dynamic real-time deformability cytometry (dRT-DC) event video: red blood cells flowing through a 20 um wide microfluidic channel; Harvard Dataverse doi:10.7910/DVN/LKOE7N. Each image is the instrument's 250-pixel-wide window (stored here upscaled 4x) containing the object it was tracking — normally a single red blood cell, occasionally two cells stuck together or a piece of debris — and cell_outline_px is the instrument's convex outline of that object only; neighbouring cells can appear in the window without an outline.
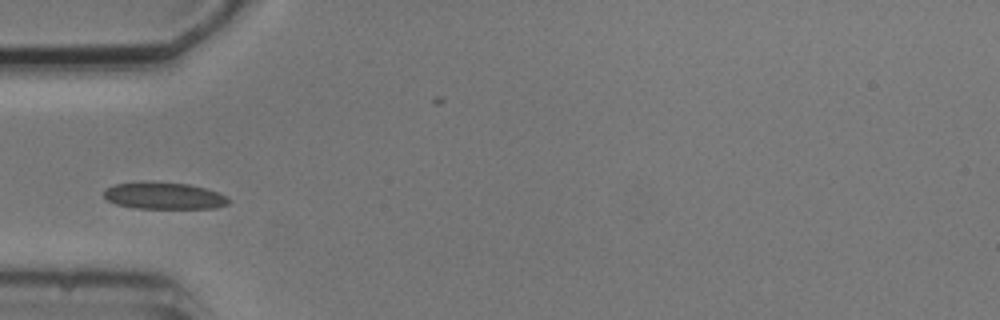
{"species": "common noctule bat (a hibernating species)", "species_latin": "Nyctalus noctula", "temperature_condition": "cold", "stored_images_in_passage": 4, "camera_frame_rate_fps": 3000, "um_per_image_px": 0.085, "animal": {"sex": "male", "body_mass_g": 20.5, "forearm_length_mm": 52.5}, "frame": {"image": 1, "passage_image": 2, "time_ms": 1.333, "image_size_px": [1000, 320], "cell_outline_px": [[232, 200], [228, 204], [216, 208], [132, 208], [116, 204], [108, 200], [104, 196], [104, 192], [108, 188], [116, 184], [144, 180], [188, 184], [204, 188], [228, 196]], "centroid_in_image_um": [13.95, 16.63], "position_along_channel_um": 71.0, "area_um2": 19.71}}
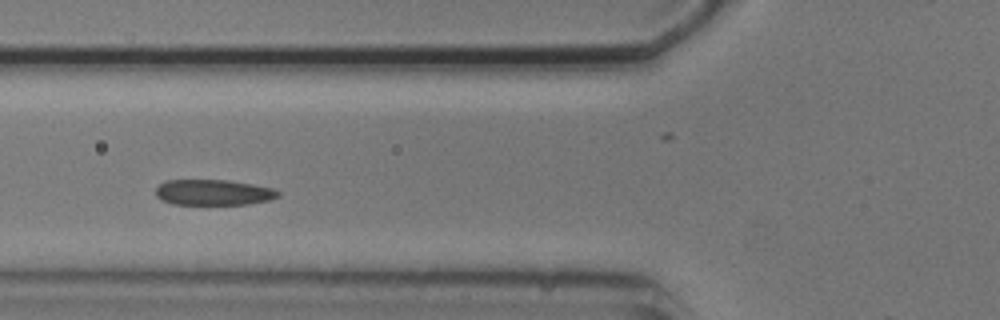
{"frame": {"image": 2, "passage_image": 3, "time_ms": 2.333, "image_size_px": [1000, 320], "cell_outline_px": [[280, 196], [268, 200], [248, 204], [172, 204], [160, 200], [156, 196], [156, 188], [164, 180], [228, 180], [252, 184], [272, 188], [280, 192]], "centroid_in_image_um": [18.11, 16.35], "position_along_channel_um": 107.7, "area_um2": 18.32}}
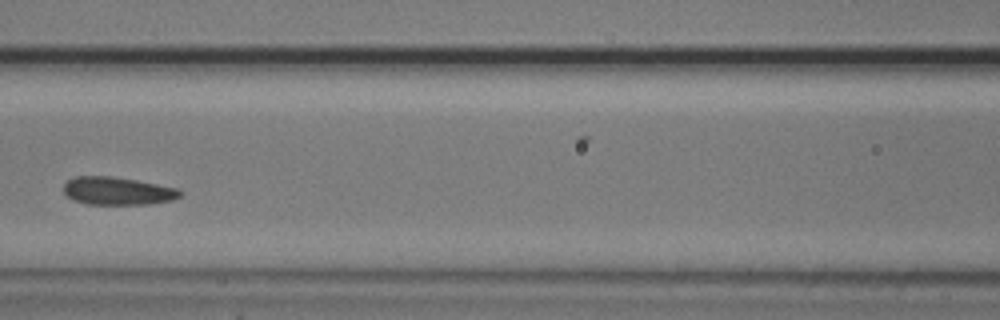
{"frame": {"image": 3, "passage_image": 4, "time_ms": 3.667, "image_size_px": [1000, 320], "cell_outline_px": [[184, 196], [172, 200], [148, 204], [88, 204], [72, 200], [64, 192], [64, 184], [68, 180], [76, 176], [112, 176], [136, 180], [180, 188], [184, 192]], "centroid_in_image_um": [10.05, 16.23], "position_along_channel_um": 156.5, "area_um2": 19.13}}